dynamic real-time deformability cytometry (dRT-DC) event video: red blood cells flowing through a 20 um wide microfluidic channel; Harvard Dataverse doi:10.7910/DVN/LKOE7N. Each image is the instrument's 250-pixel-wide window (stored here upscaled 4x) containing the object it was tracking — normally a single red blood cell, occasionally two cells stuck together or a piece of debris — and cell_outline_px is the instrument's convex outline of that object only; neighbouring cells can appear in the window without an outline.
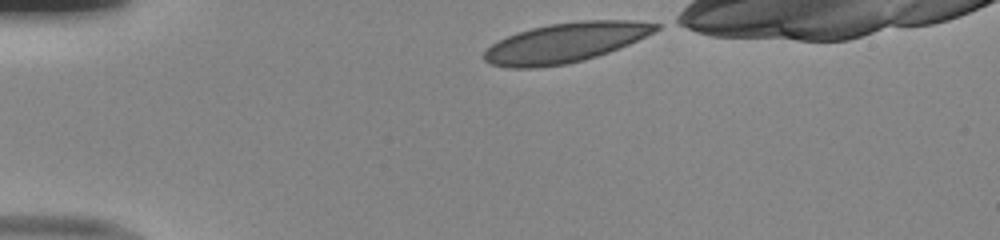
{"species": "human", "species_latin": "Homo sapiens", "temperature_condition": "room temperature", "stored_images_in_passage": 33, "camera_frame_rate_fps": 3000, "um_per_image_px": 0.085, "donor": {"sex": "male"}, "frame": {"image": 1, "passage_image": 1, "time_ms": 0.0, "image_size_px": [1000, 240], "cell_outline_px": [[660, 28], [628, 44], [608, 52], [584, 60], [568, 64], [536, 68], [508, 68], [492, 64], [484, 60], [484, 52], [492, 44], [516, 32], [548, 24], [584, 20], [632, 20], [660, 24]], "centroid_in_image_um": [48.03, 3.63], "position_along_channel_um": 37.0, "area_um2": 39.42}}
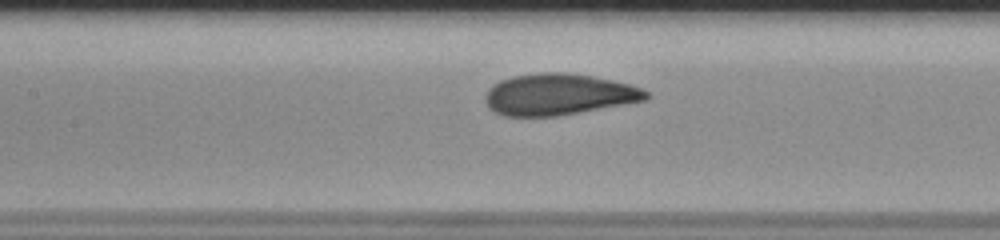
{"frame": {"image": 2, "passage_image": 14, "time_ms": 4.333, "image_size_px": [1000, 240], "cell_outline_px": [[648, 100], [560, 116], [504, 116], [488, 108], [484, 96], [488, 88], [500, 80], [516, 76], [544, 72], [560, 72], [592, 76], [612, 80], [628, 84], [640, 88], [648, 92]], "centroid_in_image_um": [47.48, 8.04], "position_along_channel_um": 159.9, "area_um2": 38.73}}
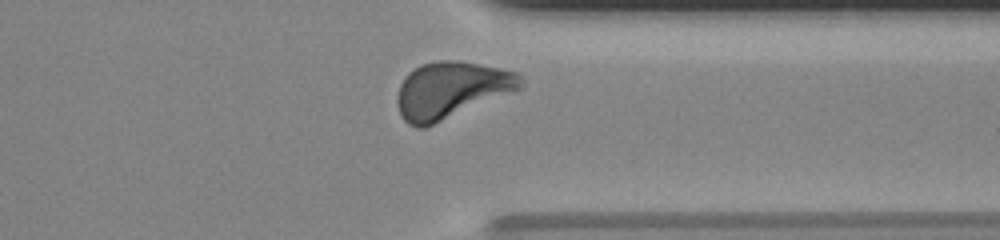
{"frame": {"image": 3, "passage_image": 30, "time_ms": 9.667, "image_size_px": [1000, 240], "cell_outline_px": [[524, 80], [520, 88], [424, 128], [416, 128], [408, 124], [404, 120], [400, 112], [396, 100], [400, 84], [408, 72], [420, 64], [436, 60], [460, 60], [500, 68], [516, 72]], "centroid_in_image_um": [38.3, 7.63], "position_along_channel_um": 373.1, "area_um2": 40.34}, "authors_computed_cell_mechanics": {"area_um2": 38.6682, "velocity_mm_per_s": 4.0142, "shape_relaxation_time_tau1_ms": 3.0675, "shape_relaxation_time_tau2_ms": null, "deformation_change_tau1": 0.148, "deformation_change_tau2": null}}